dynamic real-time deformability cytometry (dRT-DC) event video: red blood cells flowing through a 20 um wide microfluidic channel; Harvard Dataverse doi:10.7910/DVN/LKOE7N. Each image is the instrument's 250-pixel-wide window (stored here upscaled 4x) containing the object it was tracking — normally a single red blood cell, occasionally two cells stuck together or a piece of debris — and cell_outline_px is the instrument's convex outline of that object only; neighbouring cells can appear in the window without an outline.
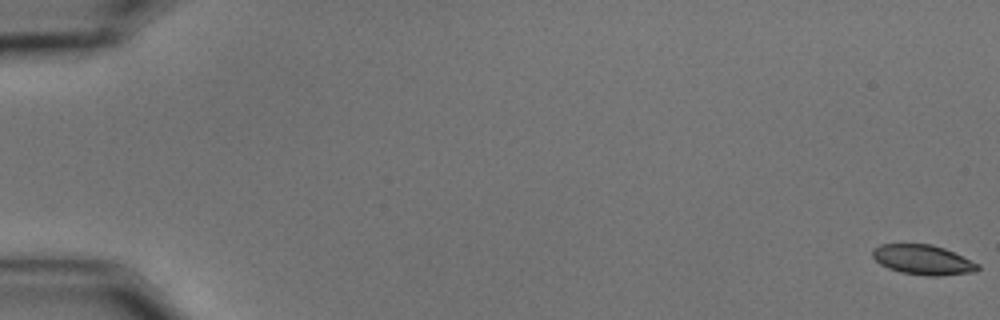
{"species": "common noctule bat (a hibernating species)", "species_latin": "Nyctalus noctula", "temperature_condition": "cold", "stored_images_in_passage": 7, "camera_frame_rate_fps": 3000, "um_per_image_px": 0.085, "animal": {"sex": "male", "body_mass_g": 15.6}, "frame": {"image": 1, "passage_image": 1, "time_ms": 0.0, "image_size_px": [1000, 320], "cell_outline_px": [[980, 268], [976, 272], [940, 276], [924, 276], [900, 272], [888, 268], [880, 264], [872, 256], [872, 248], [880, 244], [932, 244], [944, 248], [980, 264]], "centroid_in_image_um": [78.45, 22.09], "position_along_channel_um": 6.5, "area_um2": 18.5}}